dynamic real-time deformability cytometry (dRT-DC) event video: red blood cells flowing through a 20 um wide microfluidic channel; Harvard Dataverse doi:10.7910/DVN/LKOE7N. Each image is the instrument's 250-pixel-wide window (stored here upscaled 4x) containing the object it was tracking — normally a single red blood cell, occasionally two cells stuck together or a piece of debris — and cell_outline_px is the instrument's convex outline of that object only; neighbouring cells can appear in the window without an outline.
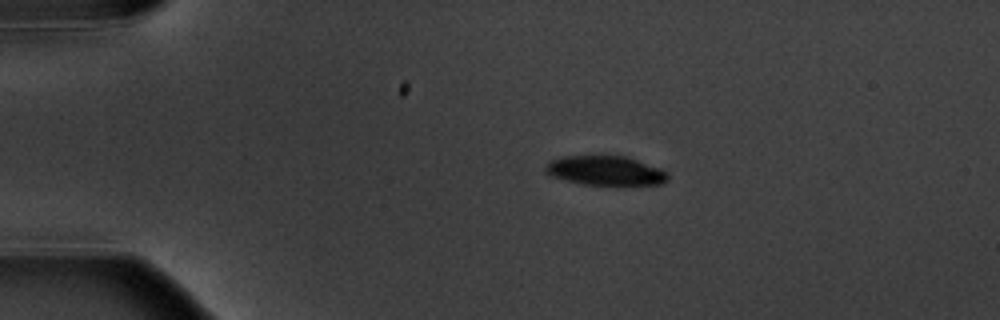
{"species": "common noctule bat (a hibernating species)", "species_latin": "Nyctalus noctula", "temperature_condition": "warm", "stored_images_in_passage": 10, "camera_frame_rate_fps": 3000, "um_per_image_px": 0.085, "animal": {"sex": "male", "body_mass_g": 20.1, "forearm_length_mm": 53.5}, "frame": {"image": 1, "passage_image": 2, "time_ms": 1.0, "image_size_px": [1000, 320], "cell_outline_px": [[668, 180], [660, 184], [584, 184], [568, 180], [556, 176], [548, 172], [544, 168], [552, 160], [564, 156], [624, 156], [660, 168], [668, 172]], "centroid_in_image_um": [51.52, 14.49], "position_along_channel_um": 33.5, "area_um2": 20.23}}
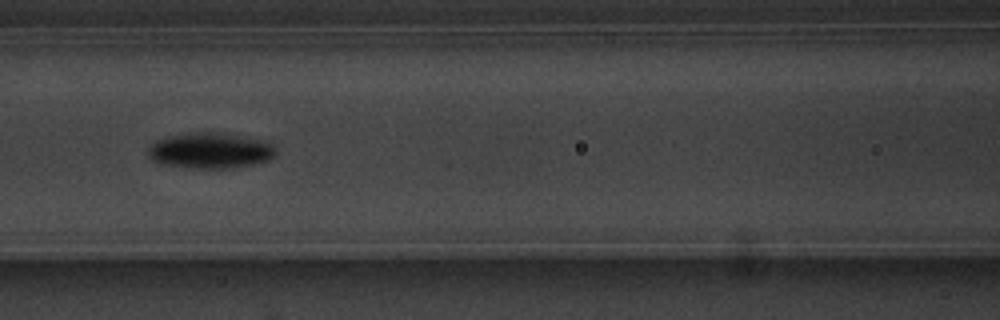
{"frame": {"image": 2, "passage_image": 6, "time_ms": 5.667, "image_size_px": [1000, 320], "cell_outline_px": [[276, 156], [268, 160], [252, 164], [232, 168], [192, 168], [160, 164], [152, 160], [148, 156], [148, 148], [156, 140], [172, 136], [200, 132], [216, 132], [260, 140], [272, 144], [276, 148]], "centroid_in_image_um": [17.86, 12.82], "position_along_channel_um": 148.7, "area_um2": 26.3}}
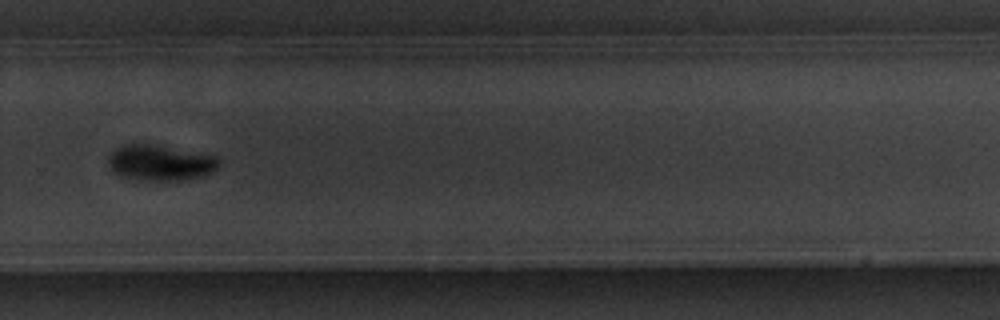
{"frame": {"image": 3, "passage_image": 10, "time_ms": 10.333, "image_size_px": [1000, 320], "cell_outline_px": [[220, 164], [212, 172], [200, 176], [180, 180], [140, 180], [120, 176], [112, 172], [108, 164], [108, 156], [116, 148], [124, 144], [152, 144], [216, 156], [220, 160]], "centroid_in_image_um": [13.58, 13.83], "position_along_channel_um": 316.2, "area_um2": 22.89}}